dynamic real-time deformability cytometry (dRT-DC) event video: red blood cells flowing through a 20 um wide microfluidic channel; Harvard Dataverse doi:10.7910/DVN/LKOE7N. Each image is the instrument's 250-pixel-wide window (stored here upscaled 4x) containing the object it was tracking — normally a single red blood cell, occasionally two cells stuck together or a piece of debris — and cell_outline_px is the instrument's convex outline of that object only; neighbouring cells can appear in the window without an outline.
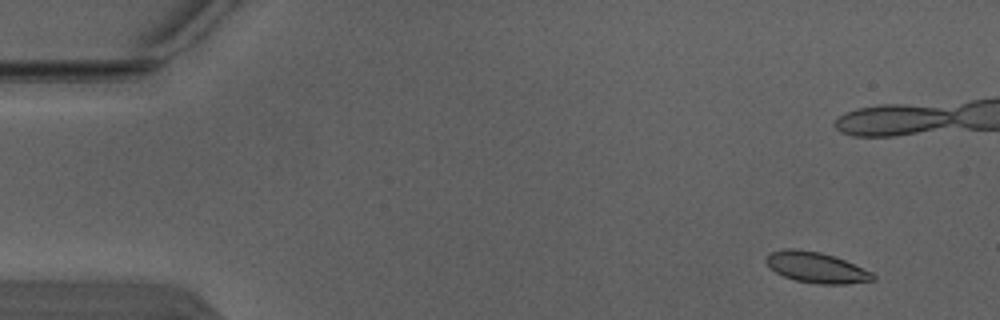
{"species": "Egyptian fruit bat (a non-hibernating species)", "species_latin": "Rousettus aegyptiacus", "temperature_condition": "warm", "stored_images_in_passage": 5, "camera_frame_rate_fps": 3000, "um_per_image_px": 0.085, "animal": {"sex": "male"}, "frame": {"image": 1, "passage_image": 1, "time_ms": 0.0, "image_size_px": [1000, 320], "cell_outline_px": [[876, 280], [848, 284], [816, 284], [796, 280], [784, 276], [768, 268], [764, 260], [772, 252], [784, 248], [792, 248], [820, 252], [844, 260], [872, 272], [876, 276]], "centroid_in_image_um": [69.38, 22.74], "position_along_channel_um": 15.6, "area_um2": 19.13}}